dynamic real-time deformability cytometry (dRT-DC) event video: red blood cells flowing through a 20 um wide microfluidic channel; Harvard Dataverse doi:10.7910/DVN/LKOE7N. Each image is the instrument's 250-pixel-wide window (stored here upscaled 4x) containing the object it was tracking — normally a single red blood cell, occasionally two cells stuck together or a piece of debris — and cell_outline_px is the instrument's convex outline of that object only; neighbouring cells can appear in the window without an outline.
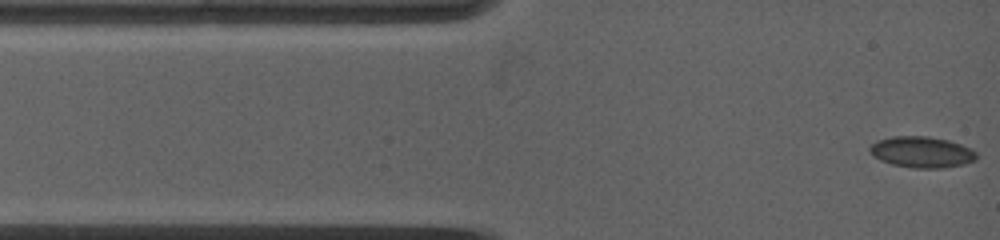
{"species": "common noctule bat (a hibernating species)", "species_latin": "Nyctalus noctula", "temperature_condition": "warm", "stored_images_in_passage": 66, "camera_frame_rate_fps": 5000, "um_per_image_px": 0.085, "animal": {"sex": "female", "body_mass_g": 19.0, "forearm_length_mm": 53.3}, "frame": {"image": 1, "passage_image": 1, "time_ms": 0.0, "image_size_px": [1000, 240], "cell_outline_px": [[976, 160], [964, 164], [944, 168], [912, 168], [892, 164], [880, 160], [868, 152], [868, 148], [876, 140], [892, 136], [928, 136], [948, 140], [972, 148], [976, 152]], "centroid_in_image_um": [78.33, 12.92], "position_along_channel_um": 6.7, "area_um2": 19.54}}
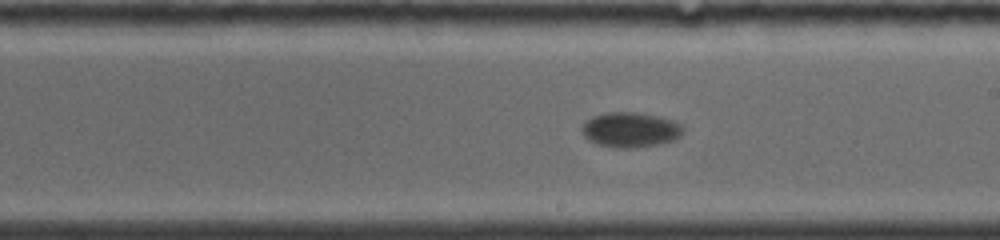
{"frame": {"image": 2, "passage_image": 29, "time_ms": 7.8, "image_size_px": [1000, 240], "cell_outline_px": [[684, 132], [680, 136], [672, 140], [656, 144], [628, 148], [616, 148], [596, 144], [588, 140], [584, 136], [580, 128], [592, 116], [608, 112], [636, 112], [656, 116], [672, 120], [680, 124], [684, 128]], "centroid_in_image_um": [53.55, 11.03], "position_along_channel_um": 235.4, "area_um2": 20.52}}
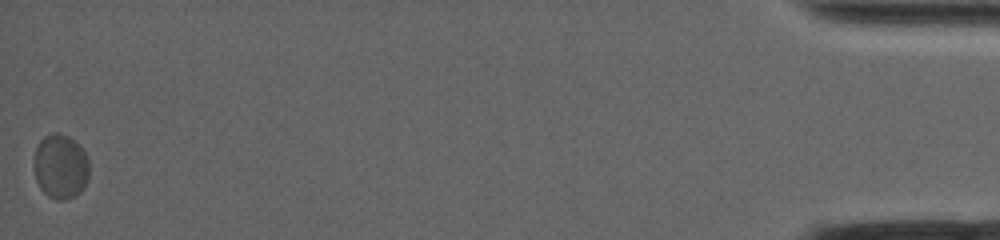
{"frame": {"image": 3, "passage_image": 66, "time_ms": 17.8, "image_size_px": [1000, 240], "cell_outline_px": [[88, 180], [80, 192], [64, 200], [56, 200], [48, 196], [40, 188], [36, 180], [32, 164], [36, 148], [40, 140], [44, 136], [52, 132], [56, 132], [68, 136], [88, 156]], "centroid_in_image_um": [5.11, 14.15], "position_along_channel_um": 430.1, "area_um2": 20.87}, "authors_computed_cell_mechanics": {"area_um2": 19.9988, "velocity_mm_per_s": 3.5762, "shape_relaxation_time_tau1_ms": 4.401, "shape_relaxation_time_tau2_ms": null, "deformation_change_tau1": 0.0925, "deformation_change_tau2": null}}